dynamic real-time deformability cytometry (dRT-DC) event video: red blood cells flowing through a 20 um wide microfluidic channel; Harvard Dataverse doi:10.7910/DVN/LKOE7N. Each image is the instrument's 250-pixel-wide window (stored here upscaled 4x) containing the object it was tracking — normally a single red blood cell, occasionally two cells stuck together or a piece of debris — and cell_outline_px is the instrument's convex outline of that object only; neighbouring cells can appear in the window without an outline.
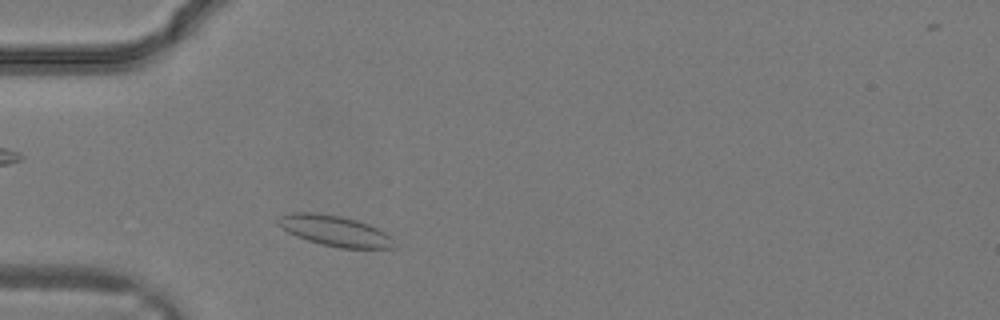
{"species": "common noctule bat (a hibernating species)", "species_latin": "Nyctalus noctula", "temperature_condition": "warm", "stored_images_in_passage": 10, "camera_frame_rate_fps": 3000, "um_per_image_px": 0.085, "animal": {"sex": "male", "body_mass_g": 19.2, "forearm_length_mm": 51.8}, "frame": {"image": 1, "passage_image": 1, "time_ms": 0.0, "image_size_px": [1000, 320], "cell_outline_px": [[392, 248], [340, 248], [320, 244], [296, 236], [280, 228], [276, 224], [276, 220], [280, 216], [292, 212], [320, 212], [340, 216], [356, 220], [368, 224], [384, 232], [388, 236]], "centroid_in_image_um": [28.33, 19.59], "position_along_channel_um": 56.7, "area_um2": 20.46}}
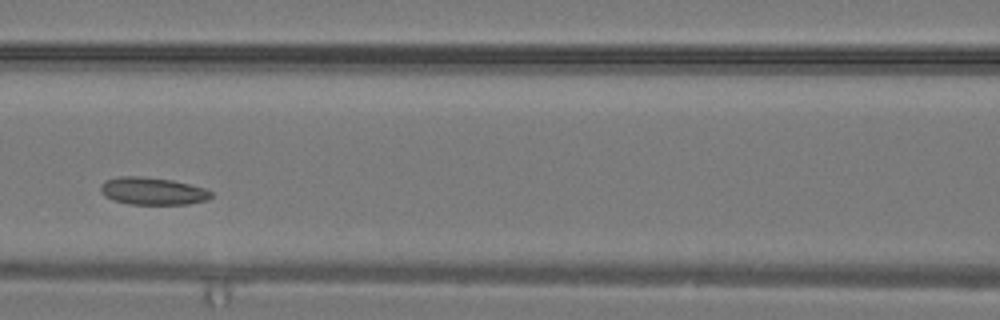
{"frame": {"image": 2, "passage_image": 6, "time_ms": 1.667, "image_size_px": [1000, 320], "cell_outline_px": [[212, 196], [208, 200], [188, 204], [128, 204], [112, 200], [104, 196], [100, 192], [100, 184], [104, 180], [120, 176], [140, 176], [172, 180], [204, 188], [212, 192]], "centroid_in_image_um": [12.93, 16.24], "position_along_channel_um": 153.7, "area_um2": 17.8}}
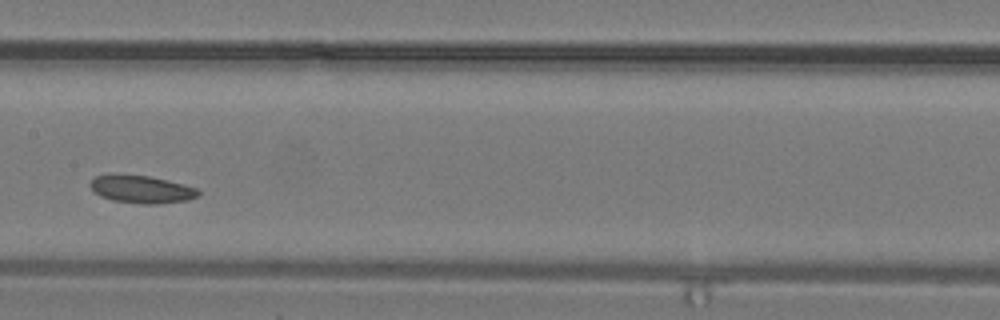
{"frame": {"image": 3, "passage_image": 8, "time_ms": 2.333, "image_size_px": [1000, 320], "cell_outline_px": [[200, 196], [188, 200], [156, 204], [140, 204], [112, 200], [100, 196], [88, 184], [96, 176], [148, 176], [184, 184], [196, 188], [200, 192]], "centroid_in_image_um": [12.09, 16.12], "position_along_channel_um": 195.3, "area_um2": 16.99}}